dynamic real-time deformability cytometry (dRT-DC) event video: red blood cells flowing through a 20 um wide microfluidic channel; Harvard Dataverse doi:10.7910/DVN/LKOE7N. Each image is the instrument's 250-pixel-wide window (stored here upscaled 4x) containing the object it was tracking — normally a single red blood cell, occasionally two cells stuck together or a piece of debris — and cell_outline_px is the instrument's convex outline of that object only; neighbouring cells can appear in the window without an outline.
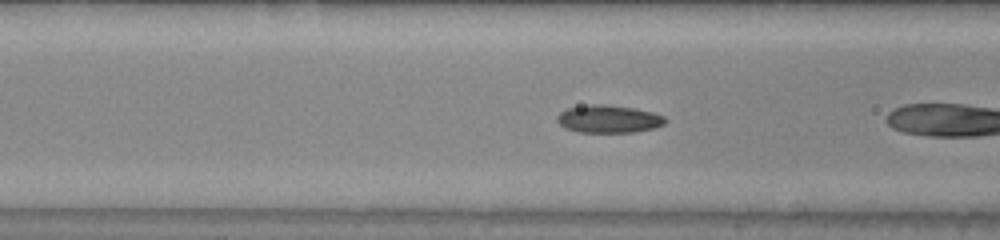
{"species": "common noctule bat (a hibernating species)", "species_latin": "Nyctalus noctula", "temperature_condition": "warm", "stored_images_in_passage": 16, "camera_frame_rate_fps": 3000, "um_per_image_px": 0.085, "animal": {"sex": "male", "body_mass_g": 20.0, "forearm_length_mm": 53.3}, "frame": {"image": 1, "passage_image": 15, "time_ms": 4.667, "image_size_px": [1000, 240], "cell_outline_px": [[668, 120], [664, 124], [656, 128], [636, 132], [576, 132], [564, 128], [556, 120], [556, 116], [560, 112], [568, 108], [592, 104], [604, 104], [632, 108], [652, 112], [664, 116]], "centroid_in_image_um": [51.73, 10.12], "position_along_channel_um": 114.9, "area_um2": 17.57}}